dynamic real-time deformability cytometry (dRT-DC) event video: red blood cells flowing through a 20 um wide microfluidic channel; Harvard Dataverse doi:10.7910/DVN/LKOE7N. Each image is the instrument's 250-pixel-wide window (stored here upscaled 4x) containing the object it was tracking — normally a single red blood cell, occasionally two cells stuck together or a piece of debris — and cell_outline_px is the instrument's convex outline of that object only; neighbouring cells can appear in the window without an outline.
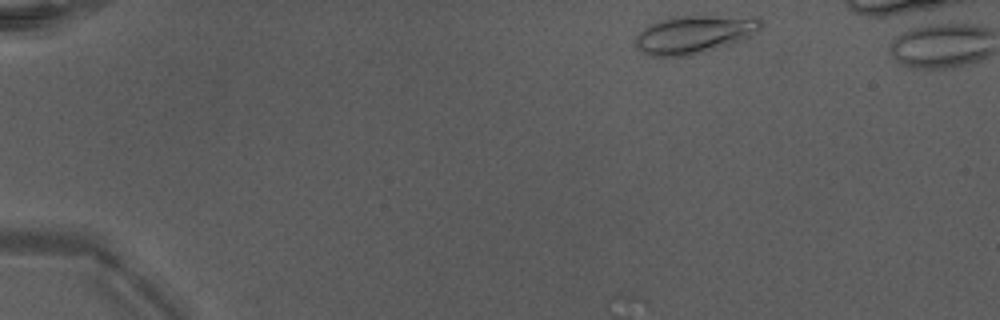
{"species": "Egyptian fruit bat (a non-hibernating species)", "species_latin": "Rousettus aegyptiacus", "temperature_condition": "warm", "stored_images_in_passage": 6, "camera_frame_rate_fps": 3000, "um_per_image_px": 0.085, "animal": {"sex": "male"}, "frame": {"image": 1, "passage_image": 2, "time_ms": 0.333, "image_size_px": [1000, 320], "cell_outline_px": [[760, 28], [752, 36], [692, 56], [644, 56], [636, 48], [636, 36], [644, 28], [660, 20], [672, 16], [760, 16]], "centroid_in_image_um": [58.99, 2.93], "position_along_channel_um": 26.0, "area_um2": 27.86}}